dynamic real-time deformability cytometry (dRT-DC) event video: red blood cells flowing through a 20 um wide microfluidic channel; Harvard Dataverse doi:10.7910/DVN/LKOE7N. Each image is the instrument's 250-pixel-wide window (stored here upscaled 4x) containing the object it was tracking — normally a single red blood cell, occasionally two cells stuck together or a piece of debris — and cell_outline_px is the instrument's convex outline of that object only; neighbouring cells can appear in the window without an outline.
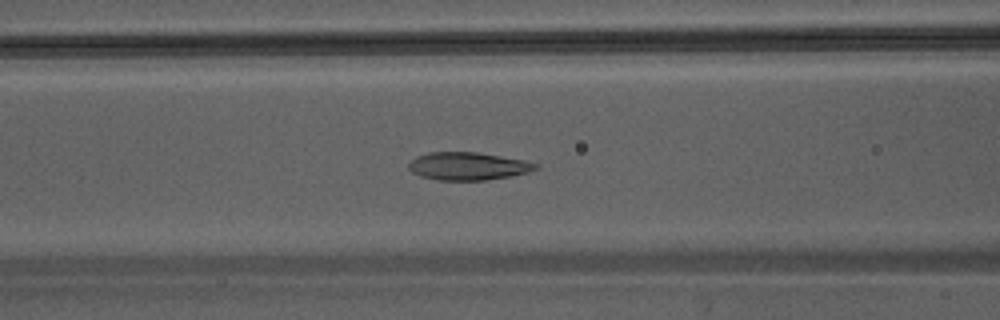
{"species": "Egyptian fruit bat (a non-hibernating species)", "species_latin": "Rousettus aegyptiacus", "temperature_condition": "warm", "stored_images_in_passage": 47, "camera_frame_rate_fps": 3000, "um_per_image_px": 0.085, "animal": {"sex": "male"}, "frame": {"image": 1, "passage_image": 20, "time_ms": 6.333, "image_size_px": [1000, 320], "cell_outline_px": [[540, 168], [528, 172], [512, 176], [488, 180], [436, 180], [420, 176], [412, 172], [408, 168], [408, 164], [416, 156], [428, 152], [476, 152], [524, 160], [540, 164]], "centroid_in_image_um": [39.79, 14.13], "position_along_channel_um": 126.8, "area_um2": 20.75}}
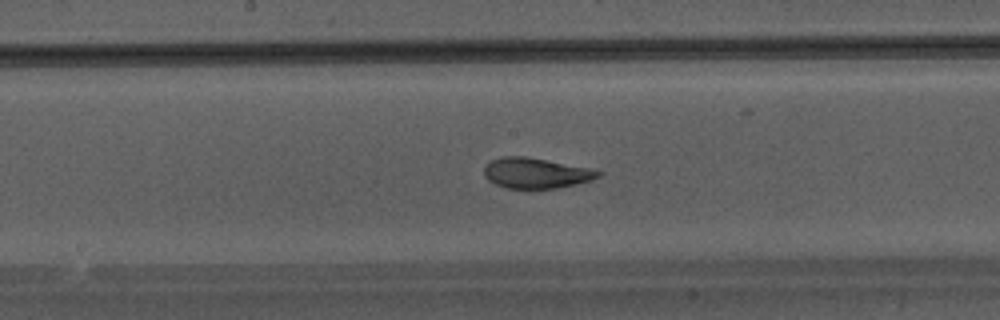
{"frame": {"image": 2, "passage_image": 25, "time_ms": 8.0, "image_size_px": [1000, 320], "cell_outline_px": [[604, 172], [600, 176], [592, 180], [576, 184], [556, 188], [504, 188], [488, 180], [484, 176], [484, 168], [492, 160], [504, 156], [524, 156], [592, 168]], "centroid_in_image_um": [45.59, 14.71], "position_along_channel_um": 202.6, "area_um2": 20.23}}
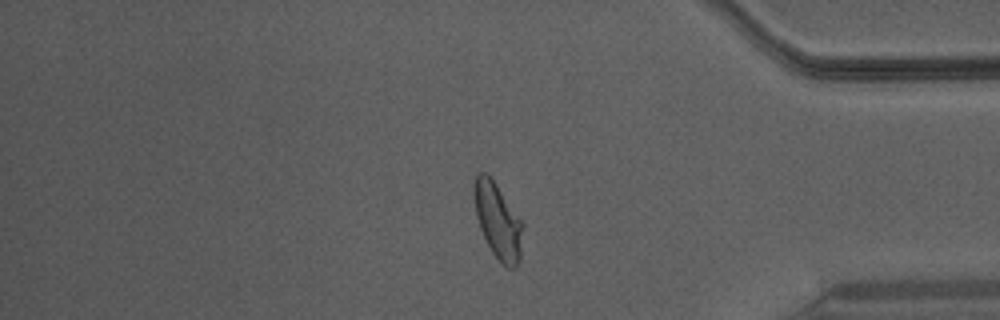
{"frame": {"image": 3, "passage_image": 39, "time_ms": 12.667, "image_size_px": [1000, 320], "cell_outline_px": [[524, 224], [520, 260], [516, 268], [508, 268], [500, 264], [492, 252], [480, 228], [476, 216], [472, 192], [472, 188], [476, 172], [484, 172], [496, 184]], "centroid_in_image_um": [42.31, 18.79], "position_along_channel_um": 392.9, "area_um2": 21.68}}